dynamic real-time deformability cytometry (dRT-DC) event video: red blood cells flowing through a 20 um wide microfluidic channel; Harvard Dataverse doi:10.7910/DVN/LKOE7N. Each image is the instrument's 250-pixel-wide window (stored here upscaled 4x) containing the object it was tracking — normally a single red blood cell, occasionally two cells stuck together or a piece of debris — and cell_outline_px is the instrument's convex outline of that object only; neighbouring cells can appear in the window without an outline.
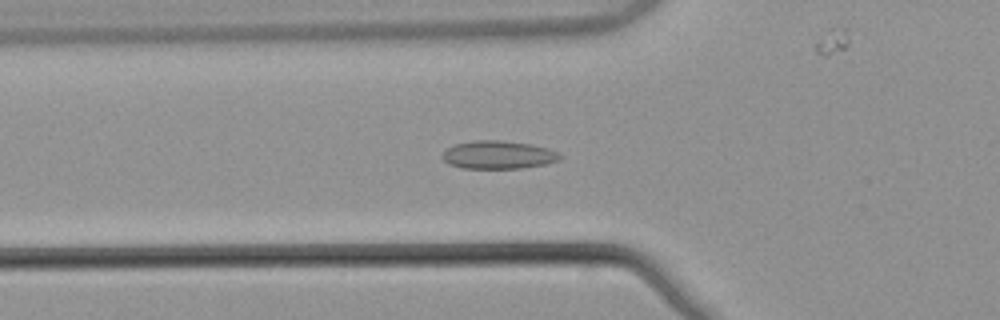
{"species": "common noctule bat (a hibernating species)", "species_latin": "Nyctalus noctula", "temperature_condition": "warm", "stored_images_in_passage": 37, "camera_frame_rate_fps": 3000, "um_per_image_px": 0.085, "animal": {"sex": "male", "body_mass_g": 21.5, "forearm_length_mm": 52.0}, "frame": {"image": 1, "passage_image": 2, "time_ms": 0.333, "image_size_px": [1000, 320], "cell_outline_px": [[560, 160], [544, 164], [520, 168], [460, 168], [448, 164], [440, 156], [448, 148], [456, 144], [472, 140], [500, 140], [532, 144], [548, 148], [556, 152], [560, 156]], "centroid_in_image_um": [42.32, 13.16], "position_along_channel_um": 83.5, "area_um2": 19.19}}
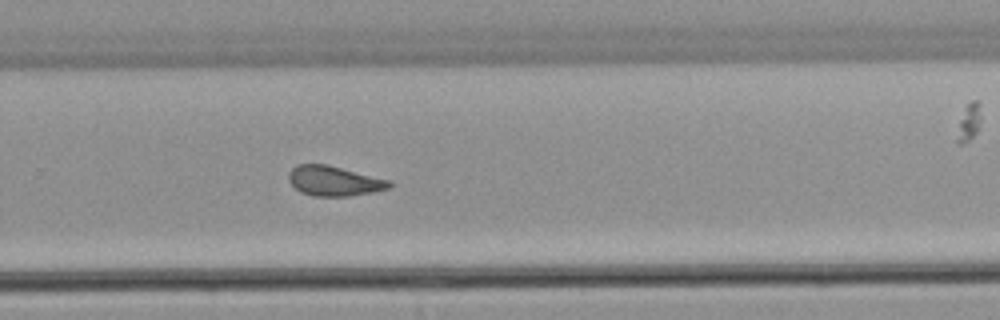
{"frame": {"image": 2, "passage_image": 19, "time_ms": 6.0, "image_size_px": [1000, 320], "cell_outline_px": [[392, 188], [372, 192], [348, 196], [312, 196], [300, 192], [288, 180], [288, 172], [296, 164], [328, 164], [388, 180], [392, 184]], "centroid_in_image_um": [28.37, 15.38], "position_along_channel_um": 301.4, "area_um2": 17.57}}
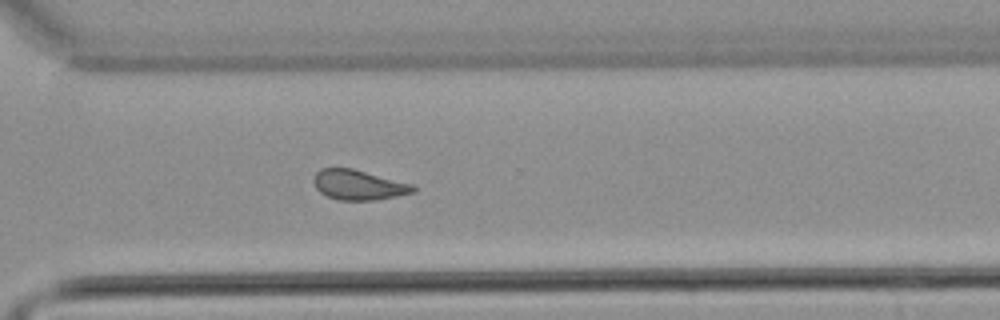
{"frame": {"image": 3, "passage_image": 22, "time_ms": 7.0, "image_size_px": [1000, 320], "cell_outline_px": [[416, 192], [376, 200], [336, 200], [320, 192], [316, 188], [312, 180], [312, 176], [320, 168], [352, 168], [412, 184], [416, 188]], "centroid_in_image_um": [30.44, 15.71], "position_along_channel_um": 340.2, "area_um2": 17.46}, "authors_computed_cell_mechanics": {"area_um2": 17.5712, "velocity_mm_per_s": 3.8488, "shape_relaxation_time_tau1_ms": null, "shape_relaxation_time_tau2_ms": 1.4634, "deformation_change_tau1": null, "deformation_change_tau2": 0.0653}}